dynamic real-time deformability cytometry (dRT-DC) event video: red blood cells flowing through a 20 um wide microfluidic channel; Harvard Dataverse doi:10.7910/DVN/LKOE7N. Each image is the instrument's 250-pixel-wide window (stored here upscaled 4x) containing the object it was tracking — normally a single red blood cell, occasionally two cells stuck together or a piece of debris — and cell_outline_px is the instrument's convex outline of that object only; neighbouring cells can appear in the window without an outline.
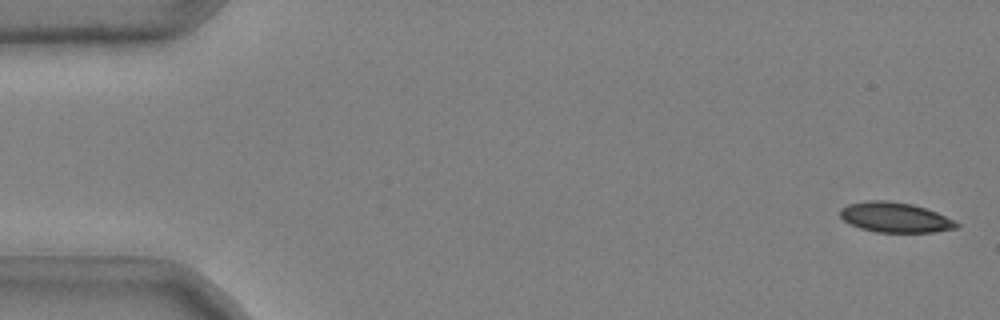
{"species": "common noctule bat (a hibernating species)", "species_latin": "Nyctalus noctula", "temperature_condition": "cold", "stored_images_in_passage": 11, "camera_frame_rate_fps": 3000, "um_per_image_px": 0.085, "animal": {"sex": "male", "body_mass_g": 20.4}, "frame": {"image": 1, "passage_image": 2, "time_ms": 0.333, "image_size_px": [1000, 320], "cell_outline_px": [[960, 224], [956, 228], [932, 232], [876, 232], [860, 228], [844, 220], [840, 216], [840, 208], [848, 204], [868, 200], [884, 200], [912, 204], [936, 212]], "centroid_in_image_um": [76.04, 18.47], "position_along_channel_um": 9.0, "area_um2": 20.11}}